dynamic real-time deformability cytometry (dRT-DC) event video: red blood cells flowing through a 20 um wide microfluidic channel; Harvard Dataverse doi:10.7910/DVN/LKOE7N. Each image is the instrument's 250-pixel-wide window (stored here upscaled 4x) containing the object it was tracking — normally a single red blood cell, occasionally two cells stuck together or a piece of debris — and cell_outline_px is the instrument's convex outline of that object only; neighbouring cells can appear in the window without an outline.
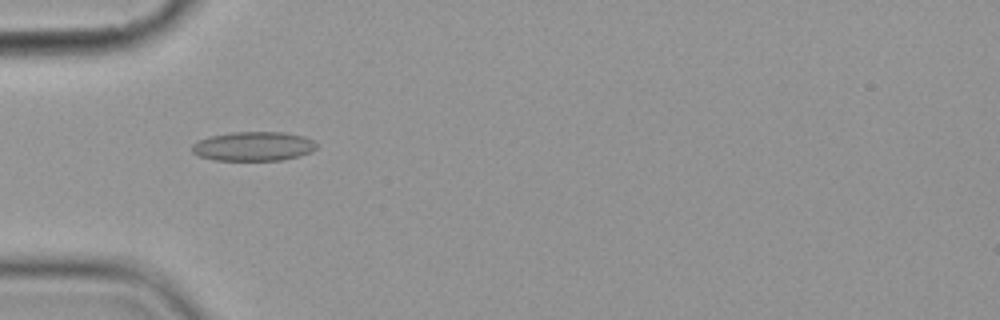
{"species": "common noctule bat (a hibernating species)", "species_latin": "Nyctalus noctula", "temperature_condition": "cold", "stored_images_in_passage": 5, "camera_frame_rate_fps": 3000, "um_per_image_px": 0.085, "animal": {"sex": "female", "body_mass_g": 19.9}, "frame": {"image": 1, "passage_image": 5, "time_ms": 4.667, "image_size_px": [1000, 320], "cell_outline_px": [[316, 148], [312, 152], [280, 160], [212, 160], [200, 156], [192, 152], [192, 144], [208, 136], [232, 132], [284, 132], [304, 136], [312, 140], [316, 144]], "centroid_in_image_um": [21.52, 12.43], "position_along_channel_um": 63.5, "area_um2": 21.15}}